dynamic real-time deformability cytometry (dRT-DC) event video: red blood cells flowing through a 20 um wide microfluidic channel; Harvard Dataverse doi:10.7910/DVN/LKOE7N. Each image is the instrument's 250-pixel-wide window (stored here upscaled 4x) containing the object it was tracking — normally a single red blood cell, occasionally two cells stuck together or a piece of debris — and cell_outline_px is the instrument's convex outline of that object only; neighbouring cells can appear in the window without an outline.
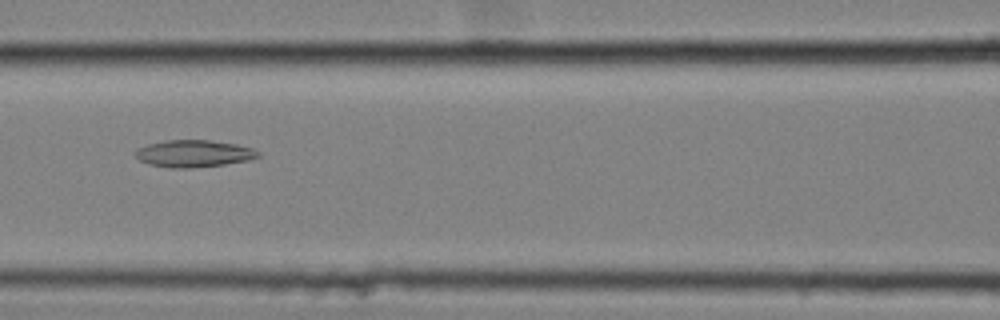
{"species": "common noctule bat (a hibernating species)", "species_latin": "Nyctalus noctula", "temperature_condition": "cold", "stored_images_in_passage": 44, "camera_frame_rate_fps": 3000, "um_per_image_px": 0.085, "animal": {"sex": "female", "body_mass_g": 25.1}, "frame": {"image": 1, "passage_image": 13, "time_ms": 4.0, "image_size_px": [1000, 320], "cell_outline_px": [[260, 156], [248, 160], [224, 164], [192, 168], [168, 168], [148, 164], [140, 160], [136, 156], [136, 148], [148, 144], [168, 140], [208, 140], [236, 144], [252, 148], [260, 152]], "centroid_in_image_um": [16.46, 13.06], "position_along_channel_um": 150.1, "area_um2": 19.31}}
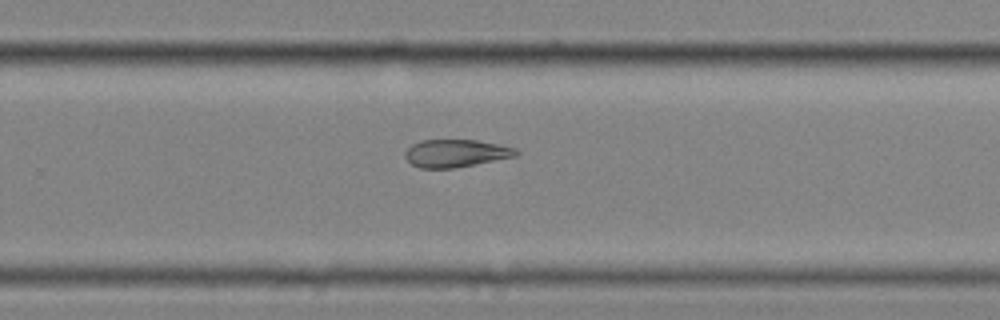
{"frame": {"image": 2, "passage_image": 25, "time_ms": 8.0, "image_size_px": [1000, 320], "cell_outline_px": [[520, 152], [516, 156], [476, 164], [452, 168], [420, 168], [412, 164], [404, 156], [404, 152], [412, 144], [420, 140], [476, 140], [516, 148]], "centroid_in_image_um": [38.73, 13.02], "position_along_channel_um": 291.1, "area_um2": 17.8}}
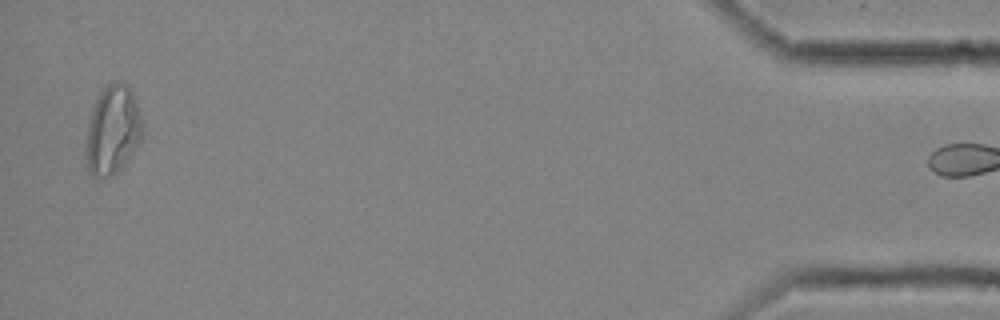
{"frame": {"image": 3, "passage_image": 43, "time_ms": 14.0, "image_size_px": [1000, 320], "cell_outline_px": [[144, 132], [140, 140], [124, 164], [116, 172], [108, 176], [92, 176], [88, 172], [84, 152], [84, 148], [88, 124], [92, 108], [100, 92], [108, 84], [116, 80], [128, 84], [132, 92], [140, 112], [144, 128]], "centroid_in_image_um": [9.56, 11.04], "position_along_channel_um": 425.6, "area_um2": 29.42}}